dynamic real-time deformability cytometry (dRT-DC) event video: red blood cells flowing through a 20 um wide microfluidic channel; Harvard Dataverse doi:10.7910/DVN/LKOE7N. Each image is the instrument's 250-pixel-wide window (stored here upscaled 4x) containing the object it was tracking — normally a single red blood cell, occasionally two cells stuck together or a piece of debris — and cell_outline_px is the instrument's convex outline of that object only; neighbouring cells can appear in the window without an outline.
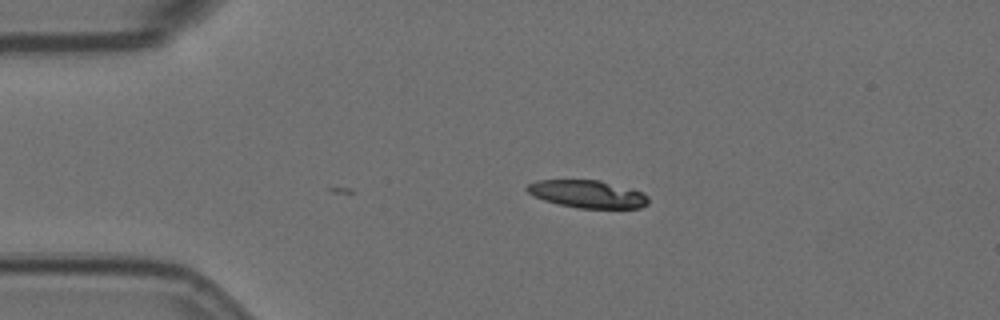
{"species": "Egyptian fruit bat (a non-hibernating species)", "species_latin": "Rousettus aegyptiacus", "temperature_condition": "room temperature", "stored_images_in_passage": 4, "camera_frame_rate_fps": 3000, "um_per_image_px": 0.085, "animal": {"sex": "female"}, "frame": {"image": 1, "passage_image": 4, "time_ms": 1.0, "image_size_px": [1000, 320], "cell_outline_px": [[648, 204], [640, 208], [580, 208], [560, 204], [544, 200], [532, 196], [524, 188], [528, 184], [536, 180], [600, 180], [632, 188], [644, 192], [648, 196]], "centroid_in_image_um": [49.95, 16.48], "position_along_channel_um": 35.0, "area_um2": 19.71}}